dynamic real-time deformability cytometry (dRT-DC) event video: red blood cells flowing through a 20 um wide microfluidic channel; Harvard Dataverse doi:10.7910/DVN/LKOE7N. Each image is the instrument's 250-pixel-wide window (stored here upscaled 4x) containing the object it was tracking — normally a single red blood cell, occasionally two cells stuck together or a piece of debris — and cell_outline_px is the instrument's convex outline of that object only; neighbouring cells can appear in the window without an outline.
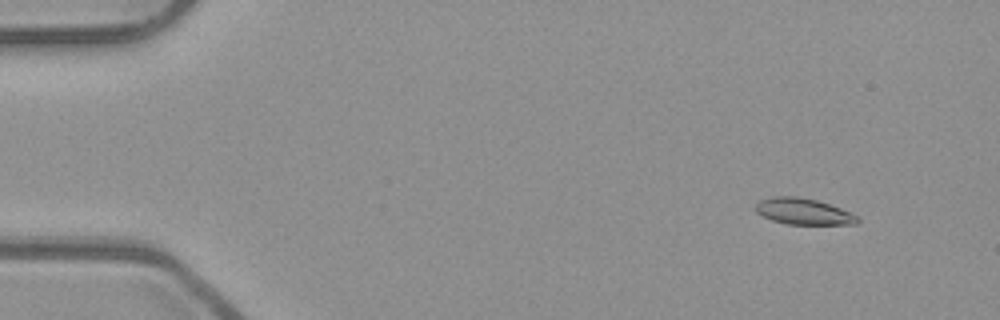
{"species": "common noctule bat (a hibernating species)", "species_latin": "Nyctalus noctula", "temperature_condition": "room temperature", "stored_images_in_passage": 54, "camera_frame_rate_fps": 3000, "um_per_image_px": 0.085, "animal": {"sex": "male", "body_mass_g": 23.1, "forearm_length_mm": 52.7}, "frame": {"image": 1, "passage_image": 6, "time_ms": 1.667, "image_size_px": [1000, 320], "cell_outline_px": [[860, 220], [856, 224], [788, 224], [772, 220], [756, 212], [756, 204], [760, 200], [772, 196], [796, 196], [816, 200], [840, 208], [856, 216]], "centroid_in_image_um": [68.26, 17.97], "position_along_channel_um": 16.7, "area_um2": 15.32}}
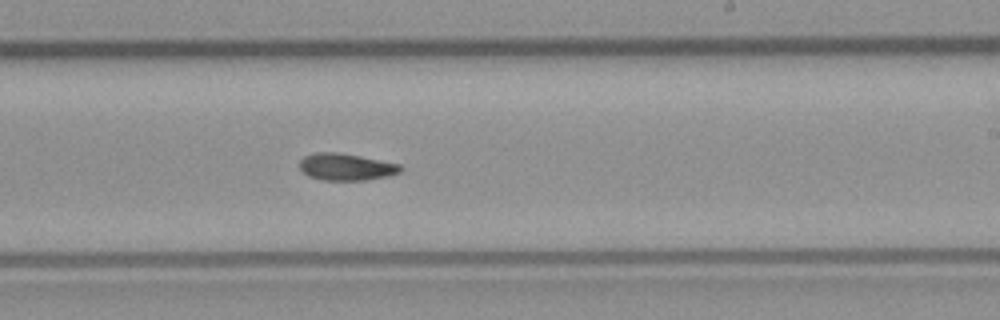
{"frame": {"image": 2, "passage_image": 33, "time_ms": 10.667, "image_size_px": [1000, 320], "cell_outline_px": [[404, 168], [400, 172], [388, 176], [368, 180], [324, 180], [308, 176], [300, 168], [300, 160], [304, 156], [316, 152], [340, 152], [400, 164]], "centroid_in_image_um": [29.44, 14.18], "position_along_channel_um": 259.6, "area_um2": 15.9}}
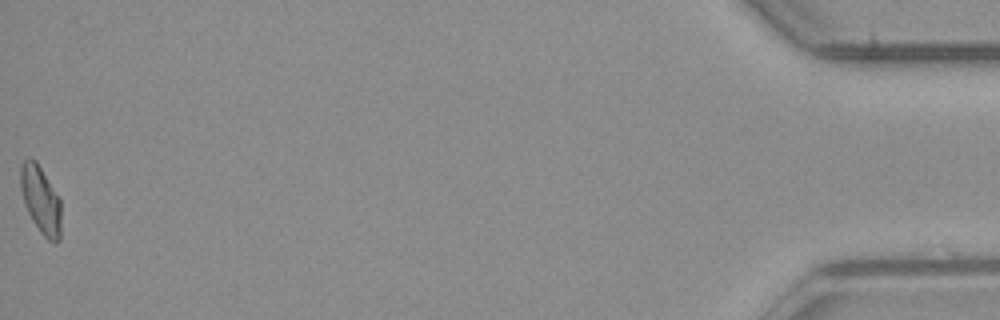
{"frame": {"image": 3, "passage_image": 54, "time_ms": 17.667, "image_size_px": [1000, 320], "cell_outline_px": [[60, 240], [56, 244], [48, 240], [40, 232], [32, 220], [28, 212], [20, 188], [20, 164], [24, 160], [36, 160], [60, 196]], "centroid_in_image_um": [3.48, 16.99], "position_along_channel_um": 431.7, "area_um2": 16.07}}